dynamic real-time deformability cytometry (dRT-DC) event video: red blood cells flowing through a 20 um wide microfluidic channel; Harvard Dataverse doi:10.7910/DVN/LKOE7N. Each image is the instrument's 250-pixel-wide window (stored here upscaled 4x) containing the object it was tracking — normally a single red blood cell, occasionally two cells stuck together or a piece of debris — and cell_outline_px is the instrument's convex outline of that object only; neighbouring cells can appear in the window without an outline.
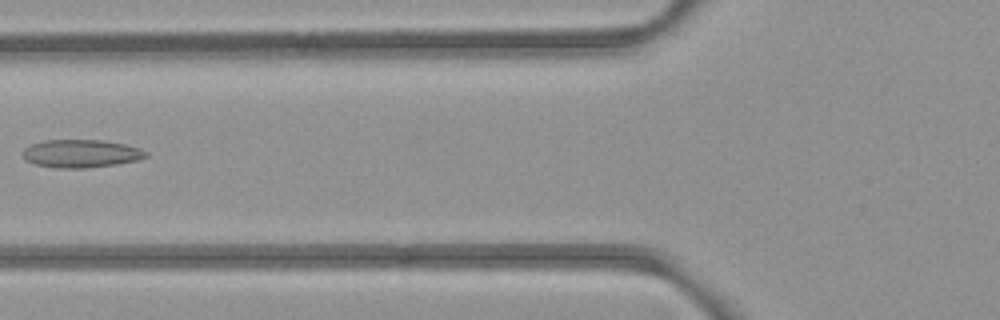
{"species": "common noctule bat (a hibernating species)", "species_latin": "Nyctalus noctula", "temperature_condition": "room temperature", "stored_images_in_passage": 7, "camera_frame_rate_fps": 3000, "um_per_image_px": 0.085, "animal": {"sex": "female", "body_mass_g": 21.9}, "frame": {"image": 1, "passage_image": 6, "time_ms": 6.0, "image_size_px": [1000, 320], "cell_outline_px": [[148, 156], [136, 160], [116, 164], [84, 168], [56, 168], [32, 164], [24, 160], [24, 148], [32, 144], [44, 140], [104, 140], [124, 144], [140, 148], [148, 152]], "centroid_in_image_um": [6.87, 13.05], "position_along_channel_um": 118.9, "area_um2": 20.11}}
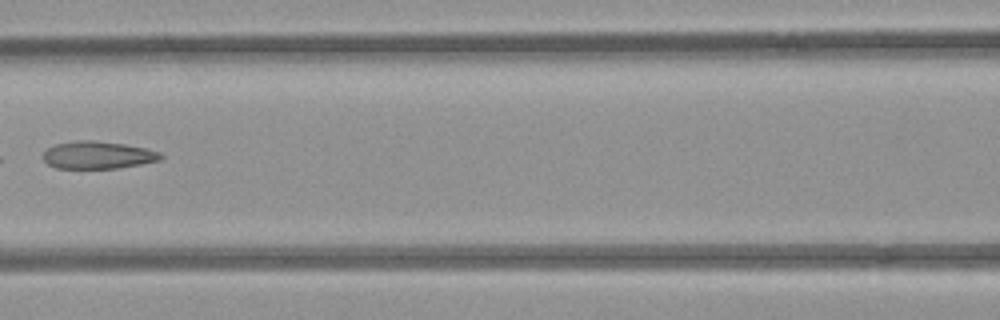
{"frame": {"image": 2, "passage_image": 7, "time_ms": 7.0, "image_size_px": [1000, 320], "cell_outline_px": [[164, 156], [160, 160], [140, 164], [116, 168], [56, 168], [48, 164], [44, 160], [44, 152], [48, 148], [56, 144], [76, 140], [92, 140], [124, 144], [144, 148], [160, 152]], "centroid_in_image_um": [8.32, 13.18], "position_along_channel_um": 158.3, "area_um2": 18.67}}